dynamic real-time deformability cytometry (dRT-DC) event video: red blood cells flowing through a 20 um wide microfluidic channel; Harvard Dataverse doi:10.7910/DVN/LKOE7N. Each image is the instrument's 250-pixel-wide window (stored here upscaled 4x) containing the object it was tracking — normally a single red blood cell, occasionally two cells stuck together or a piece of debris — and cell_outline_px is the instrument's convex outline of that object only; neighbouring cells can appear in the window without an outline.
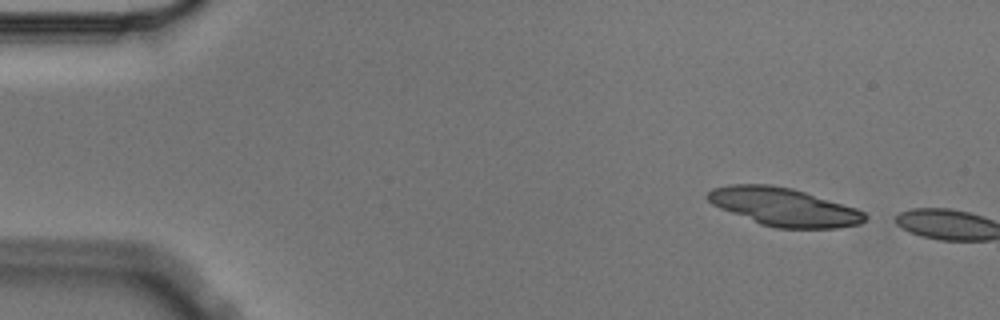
{"species": "Egyptian fruit bat (a non-hibernating species)", "species_latin": "Rousettus aegyptiacus", "temperature_condition": "cold", "stored_images_in_passage": 2, "camera_frame_rate_fps": 3000, "um_per_image_px": 0.085, "animal": {"sex": "male"}, "frame": {"image": 1, "passage_image": 1, "time_ms": 0.0, "image_size_px": [1000, 320], "cell_outline_px": [[868, 216], [860, 224], [836, 228], [776, 228], [760, 224], [720, 208], [712, 204], [708, 200], [708, 192], [712, 188], [728, 184], [772, 184], [792, 188], [856, 208], [864, 212]], "centroid_in_image_um": [66.62, 17.58], "position_along_channel_um": 18.4, "area_um2": 34.8}}